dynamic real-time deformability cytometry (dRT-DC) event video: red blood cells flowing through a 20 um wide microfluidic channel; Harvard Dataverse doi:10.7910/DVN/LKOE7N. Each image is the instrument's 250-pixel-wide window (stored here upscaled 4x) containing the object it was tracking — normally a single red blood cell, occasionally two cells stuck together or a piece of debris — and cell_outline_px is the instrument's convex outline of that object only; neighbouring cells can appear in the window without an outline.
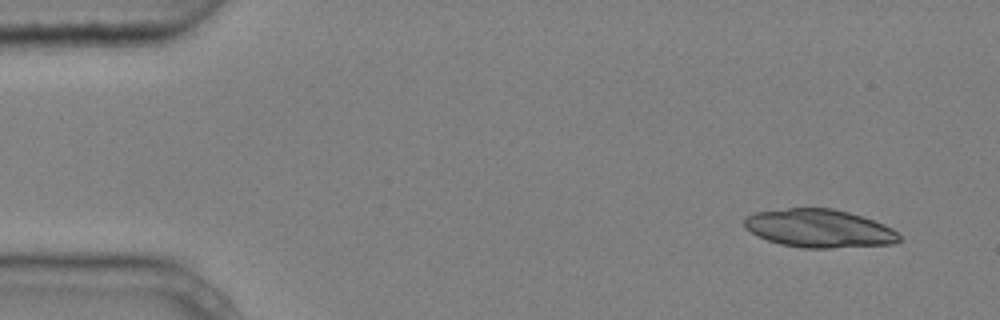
{"species": "common noctule bat (a hibernating species)", "species_latin": "Nyctalus noctula", "temperature_condition": "cold", "stored_images_in_passage": 4, "camera_frame_rate_fps": 3000, "um_per_image_px": 0.085, "animal": {"sex": "male", "body_mass_g": 20.4}, "frame": {"image": 1, "passage_image": 1, "time_ms": 0.0, "image_size_px": [1000, 320], "cell_outline_px": [[900, 240], [892, 244], [832, 248], [804, 248], [780, 244], [768, 240], [752, 232], [744, 224], [744, 216], [752, 212], [788, 208], [832, 208], [848, 212], [884, 224], [892, 228], [900, 236]], "centroid_in_image_um": [69.61, 19.41], "position_along_channel_um": 15.4, "area_um2": 34.33}}